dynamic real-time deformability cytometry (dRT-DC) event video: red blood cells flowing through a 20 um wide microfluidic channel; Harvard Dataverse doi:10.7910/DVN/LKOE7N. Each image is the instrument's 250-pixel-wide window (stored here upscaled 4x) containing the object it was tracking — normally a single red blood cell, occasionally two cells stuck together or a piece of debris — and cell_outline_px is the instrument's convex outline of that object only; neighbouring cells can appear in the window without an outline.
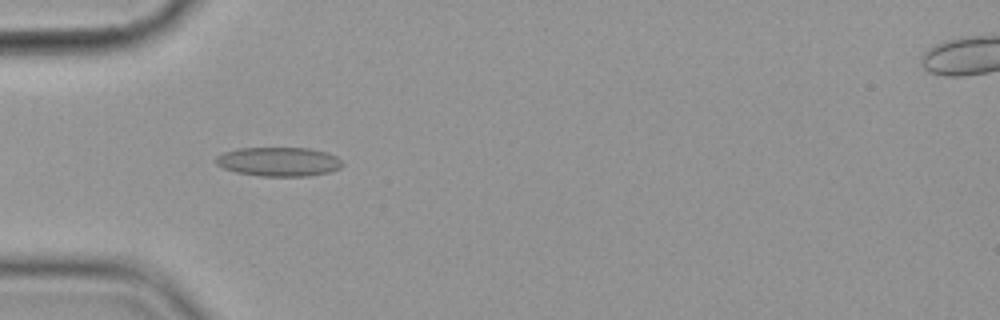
{"species": "common noctule bat (a hibernating species)", "species_latin": "Nyctalus noctula", "temperature_condition": "cold", "stored_images_in_passage": 5, "camera_frame_rate_fps": 3000, "um_per_image_px": 0.085, "animal": {"sex": "female", "body_mass_g": 19.9}, "frame": {"image": 1, "passage_image": 4, "time_ms": 4.333, "image_size_px": [1000, 320], "cell_outline_px": [[344, 164], [340, 168], [328, 172], [308, 176], [260, 176], [236, 172], [224, 168], [216, 164], [216, 156], [224, 152], [240, 148], [308, 148], [324, 152], [336, 156]], "centroid_in_image_um": [23.68, 13.74], "position_along_channel_um": 61.3, "area_um2": 21.33}}
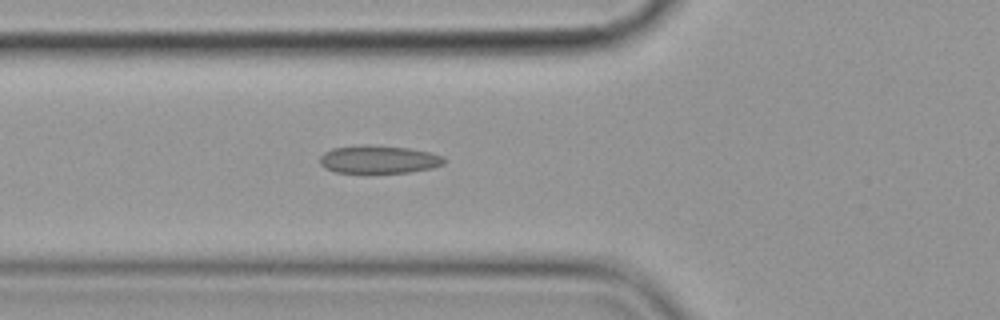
{"frame": {"image": 2, "passage_image": 5, "time_ms": 5.333, "image_size_px": [1000, 320], "cell_outline_px": [[448, 160], [444, 164], [432, 168], [408, 172], [336, 172], [324, 168], [320, 164], [320, 156], [324, 152], [332, 148], [364, 144], [368, 144], [408, 148], [428, 152], [444, 156]], "centroid_in_image_um": [32.2, 13.54], "position_along_channel_um": 93.6, "area_um2": 20.29}}